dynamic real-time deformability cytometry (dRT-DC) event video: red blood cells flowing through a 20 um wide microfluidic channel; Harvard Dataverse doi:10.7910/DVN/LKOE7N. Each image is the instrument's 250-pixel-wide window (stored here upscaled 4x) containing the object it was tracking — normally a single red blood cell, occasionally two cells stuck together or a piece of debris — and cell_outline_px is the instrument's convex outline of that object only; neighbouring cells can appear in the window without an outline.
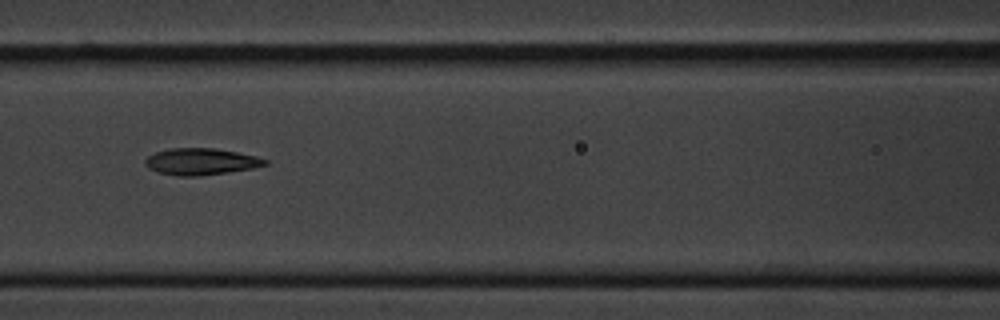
{"species": "common noctule bat (a hibernating species)", "species_latin": "Nyctalus noctula", "temperature_condition": "cold", "stored_images_in_passage": 10, "camera_frame_rate_fps": 3000, "um_per_image_px": 0.085, "animal": {"sex": "male", "body_mass_g": 20.1, "forearm_length_mm": 53.5}, "frame": {"image": 1, "passage_image": 7, "time_ms": 8.0, "image_size_px": [1000, 320], "cell_outline_px": [[268, 164], [252, 168], [200, 176], [176, 176], [156, 172], [148, 168], [144, 164], [144, 160], [148, 156], [156, 152], [168, 148], [216, 148], [256, 156], [268, 160]], "centroid_in_image_um": [17.03, 13.73], "position_along_channel_um": 149.6, "area_um2": 18.67}}
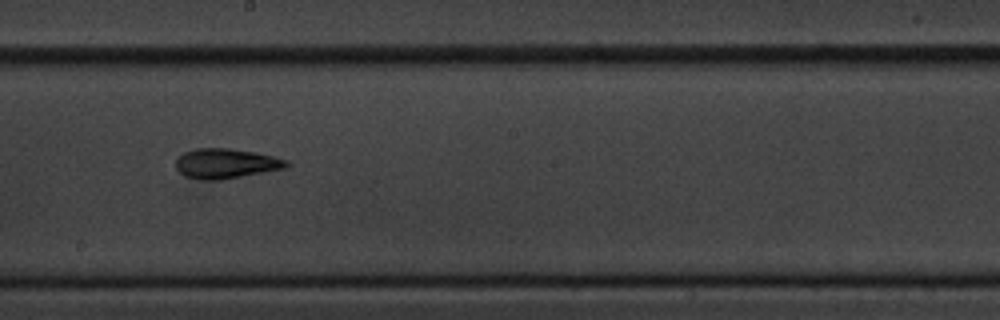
{"frame": {"image": 2, "passage_image": 9, "time_ms": 10.333, "image_size_px": [1000, 320], "cell_outline_px": [[292, 164], [284, 168], [264, 172], [220, 180], [204, 180], [184, 176], [176, 168], [176, 160], [184, 152], [196, 148], [228, 148], [256, 152], [288, 160]], "centroid_in_image_um": [19.21, 13.89], "position_along_channel_um": 229.0, "area_um2": 19.25}}
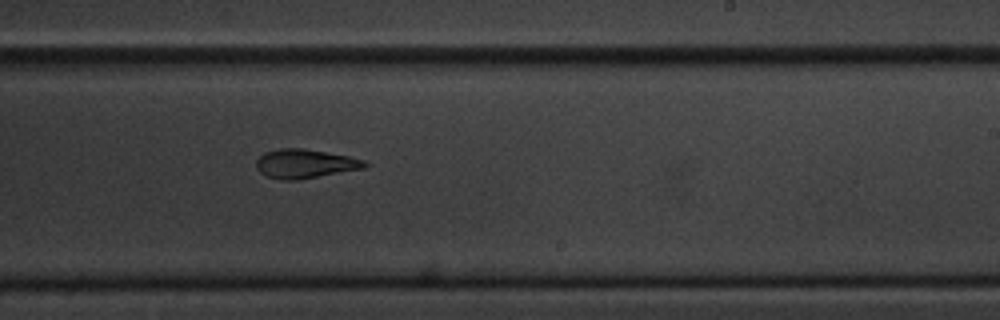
{"frame": {"image": 3, "passage_image": 10, "time_ms": 11.333, "image_size_px": [1000, 320], "cell_outline_px": [[368, 164], [364, 168], [296, 180], [284, 180], [268, 176], [260, 172], [256, 168], [256, 160], [264, 152], [280, 148], [304, 148], [348, 156], [364, 160]], "centroid_in_image_um": [25.9, 13.9], "position_along_channel_um": 263.1, "area_um2": 18.15}}